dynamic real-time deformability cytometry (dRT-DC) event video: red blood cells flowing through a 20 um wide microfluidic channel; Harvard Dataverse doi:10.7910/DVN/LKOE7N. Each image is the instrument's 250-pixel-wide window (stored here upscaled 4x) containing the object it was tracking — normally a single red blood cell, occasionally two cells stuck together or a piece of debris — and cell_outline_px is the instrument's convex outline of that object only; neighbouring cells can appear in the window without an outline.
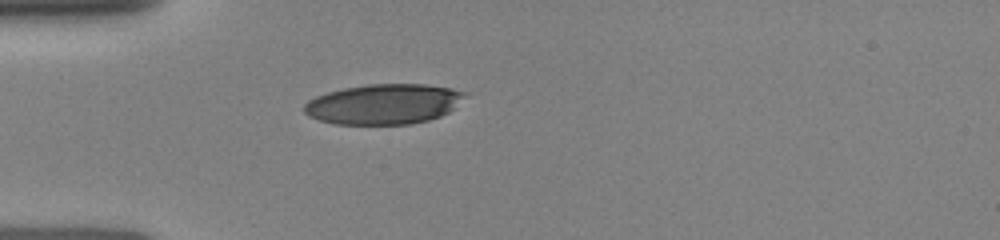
{"species": "human", "species_latin": "Homo sapiens", "temperature_condition": "room temperature", "stored_images_in_passage": 10, "camera_frame_rate_fps": 3000, "um_per_image_px": 0.085, "donor": {"sex": "female"}, "frame": {"image": 1, "passage_image": 1, "time_ms": 0.0, "image_size_px": [1000, 240], "cell_outline_px": [[468, 92], [448, 112], [440, 116], [428, 120], [412, 124], [336, 124], [320, 120], [308, 116], [304, 112], [304, 104], [308, 100], [316, 96], [328, 92], [344, 88], [368, 84], [424, 84], [452, 88]], "centroid_in_image_um": [32.59, 8.84], "position_along_channel_um": 52.4, "area_um2": 37.51}}
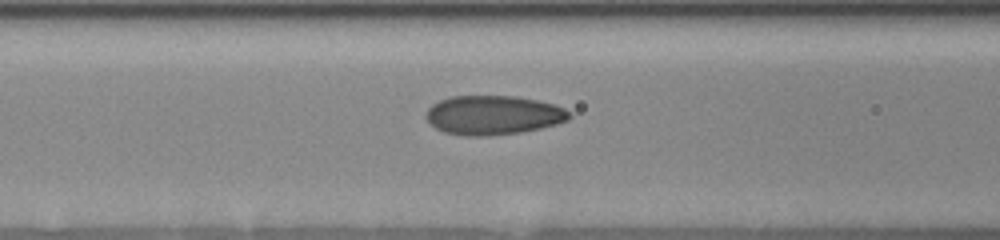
{"frame": {"image": 2, "passage_image": 5, "time_ms": 0.667, "image_size_px": [1000, 240], "cell_outline_px": [[572, 116], [568, 120], [556, 124], [540, 128], [520, 132], [488, 136], [464, 136], [444, 132], [436, 128], [424, 116], [428, 108], [432, 104], [440, 100], [452, 96], [516, 96], [536, 100], [552, 104], [564, 108]], "centroid_in_image_um": [41.9, 9.79], "position_along_channel_um": 124.7, "area_um2": 32.66}}